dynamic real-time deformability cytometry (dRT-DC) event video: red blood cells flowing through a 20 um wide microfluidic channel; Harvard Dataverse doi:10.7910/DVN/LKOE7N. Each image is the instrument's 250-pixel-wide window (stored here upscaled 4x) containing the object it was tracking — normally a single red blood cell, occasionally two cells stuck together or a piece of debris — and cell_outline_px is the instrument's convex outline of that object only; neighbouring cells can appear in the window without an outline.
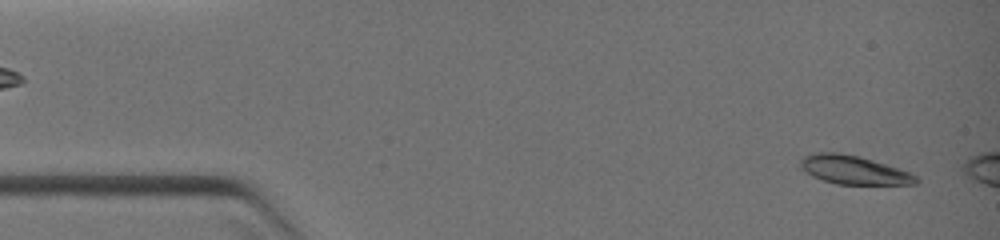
{"species": "common noctule bat (a hibernating species)", "species_latin": "Nyctalus noctula", "temperature_condition": "warm", "stored_images_in_passage": 5, "camera_frame_rate_fps": 3000, "um_per_image_px": 0.085, "animal": {"sex": "female", "body_mass_g": 19.0, "forearm_length_mm": 51.5}, "frame": {"image": 1, "passage_image": 1, "time_ms": 0.0, "image_size_px": [1000, 240], "cell_outline_px": [[920, 180], [916, 184], [836, 184], [820, 180], [812, 176], [800, 168], [800, 160], [804, 156], [812, 152], [840, 152], [860, 156], [908, 172], [916, 176]], "centroid_in_image_um": [72.5, 14.44], "position_along_channel_um": 12.5, "area_um2": 19.31}}